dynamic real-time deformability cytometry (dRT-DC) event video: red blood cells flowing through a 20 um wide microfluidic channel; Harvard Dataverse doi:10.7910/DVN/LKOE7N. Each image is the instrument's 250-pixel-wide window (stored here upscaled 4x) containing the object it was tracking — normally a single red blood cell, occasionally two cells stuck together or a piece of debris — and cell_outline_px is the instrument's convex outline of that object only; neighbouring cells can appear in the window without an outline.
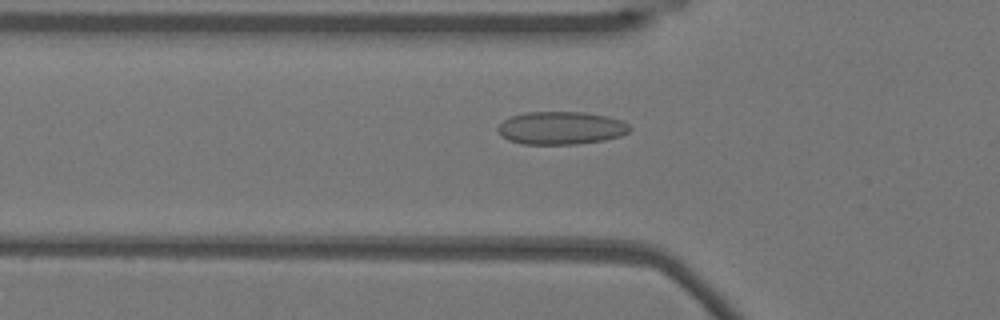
{"species": "Egyptian fruit bat (a non-hibernating species)", "species_latin": "Rousettus aegyptiacus", "temperature_condition": "warm", "stored_images_in_passage": 52, "camera_frame_rate_fps": 3000, "um_per_image_px": 0.085, "animal": {"sex": "female"}, "frame": {"image": 1, "passage_image": 17, "time_ms": 5.333, "image_size_px": [1000, 320], "cell_outline_px": [[632, 128], [628, 132], [620, 136], [604, 140], [576, 144], [520, 144], [508, 140], [500, 136], [496, 128], [504, 120], [512, 116], [524, 112], [584, 112], [604, 116], [620, 120], [628, 124]], "centroid_in_image_um": [47.65, 10.89], "position_along_channel_um": 78.2, "area_um2": 25.32}}
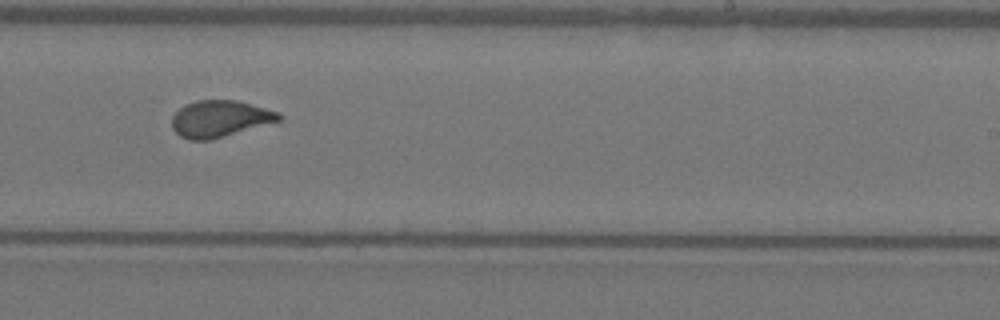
{"frame": {"image": 2, "passage_image": 32, "time_ms": 10.333, "image_size_px": [1000, 320], "cell_outline_px": [[284, 116], [280, 120], [212, 140], [188, 140], [180, 136], [172, 128], [172, 116], [184, 104], [196, 100], [236, 100], [280, 112]], "centroid_in_image_um": [18.67, 10.09], "position_along_channel_um": 270.3, "area_um2": 22.89}}
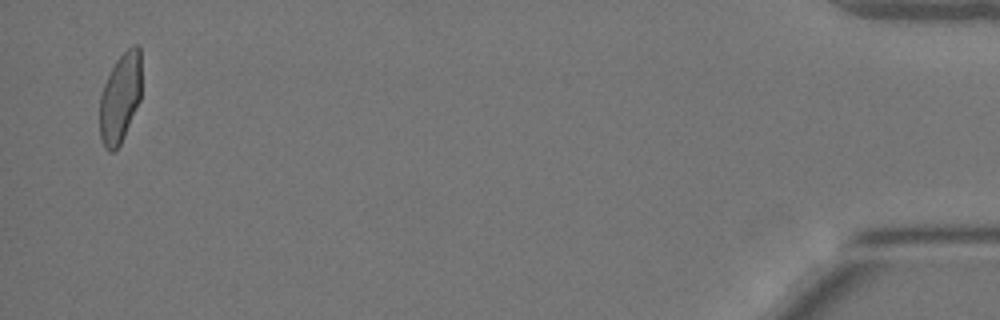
{"frame": {"image": 3, "passage_image": 51, "time_ms": 16.667, "image_size_px": [1000, 320], "cell_outline_px": [[140, 100], [124, 136], [120, 144], [112, 152], [108, 152], [104, 148], [100, 136], [100, 96], [104, 84], [116, 60], [132, 44], [136, 44], [140, 48]], "centroid_in_image_um": [10.21, 8.33], "position_along_channel_um": 425.0, "area_um2": 21.62}}